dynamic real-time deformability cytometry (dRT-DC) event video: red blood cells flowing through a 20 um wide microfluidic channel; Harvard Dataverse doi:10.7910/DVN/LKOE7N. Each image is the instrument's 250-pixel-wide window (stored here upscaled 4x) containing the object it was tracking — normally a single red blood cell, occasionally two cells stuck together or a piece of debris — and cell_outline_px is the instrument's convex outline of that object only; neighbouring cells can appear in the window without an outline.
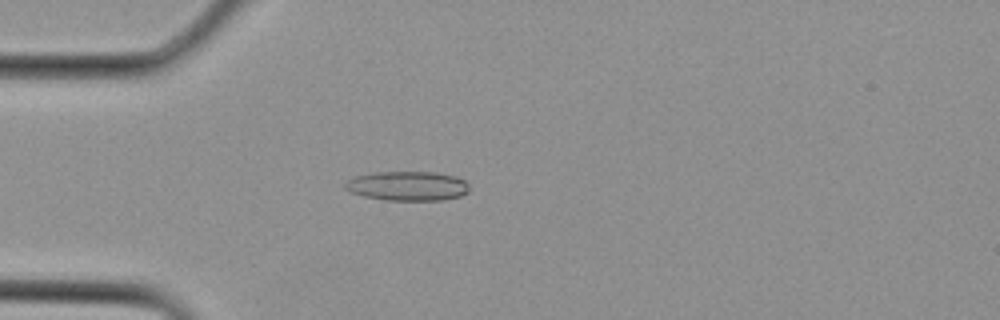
{"species": "Egyptian fruit bat (a non-hibernating species)", "species_latin": "Rousettus aegyptiacus", "temperature_condition": "cold", "stored_images_in_passage": 30, "camera_frame_rate_fps": 3000, "um_per_image_px": 0.085, "animal": {"sex": "female"}, "frame": {"image": 1, "passage_image": 8, "time_ms": 2.333, "image_size_px": [1000, 320], "cell_outline_px": [[468, 192], [460, 196], [440, 200], [384, 200], [364, 196], [352, 192], [344, 188], [344, 184], [348, 180], [356, 176], [376, 172], [436, 172], [456, 176], [464, 180], [468, 184]], "centroid_in_image_um": [34.65, 15.8], "position_along_channel_um": 50.3, "area_um2": 21.21}}
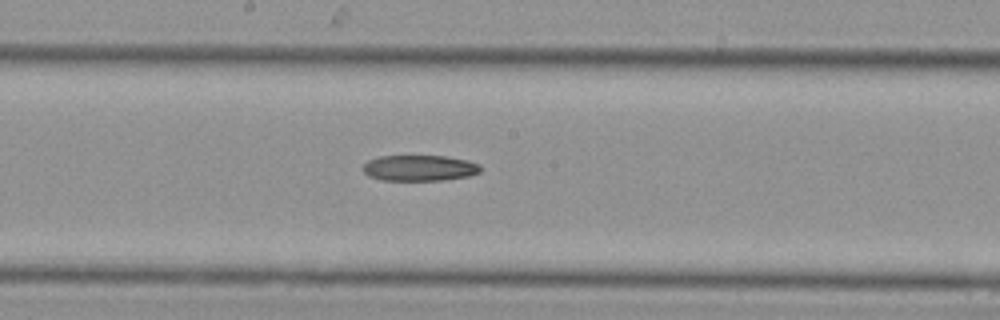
{"frame": {"image": 2, "passage_image": 16, "time_ms": 5.0, "image_size_px": [1000, 320], "cell_outline_px": [[480, 172], [468, 176], [444, 180], [380, 180], [368, 176], [360, 168], [368, 160], [380, 156], [444, 156], [468, 160], [480, 164]], "centroid_in_image_um": [35.63, 14.28], "position_along_channel_um": 212.6, "area_um2": 17.8}}
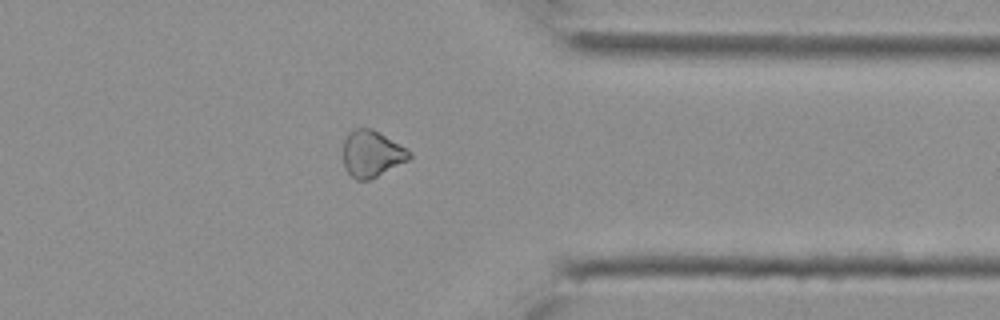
{"frame": {"image": 3, "passage_image": 24, "time_ms": 7.667, "image_size_px": [1000, 320], "cell_outline_px": [[412, 156], [408, 160], [368, 180], [356, 180], [344, 168], [344, 140], [348, 132], [356, 128], [372, 128], [412, 152]], "centroid_in_image_um": [31.58, 13.06], "position_along_channel_um": 379.8, "area_um2": 17.69}}